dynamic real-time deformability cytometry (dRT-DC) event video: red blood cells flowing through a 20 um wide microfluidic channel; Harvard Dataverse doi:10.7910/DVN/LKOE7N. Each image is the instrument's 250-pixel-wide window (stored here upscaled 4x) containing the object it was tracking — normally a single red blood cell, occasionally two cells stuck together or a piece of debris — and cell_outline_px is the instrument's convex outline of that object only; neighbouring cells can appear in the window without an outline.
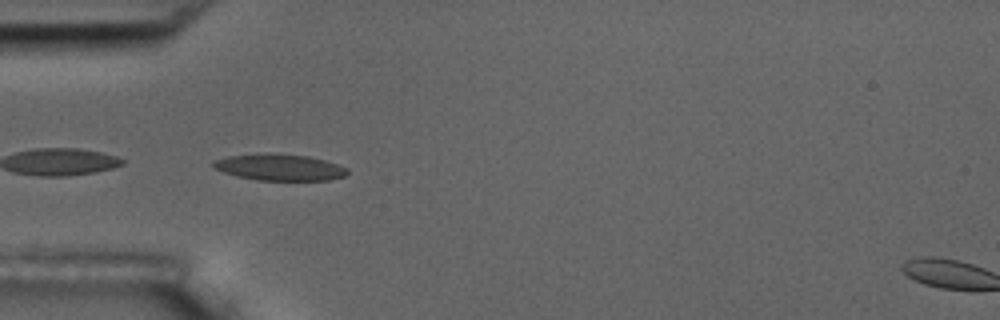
{"species": "common noctule bat (a hibernating species)", "species_latin": "Nyctalus noctula", "temperature_condition": "room temperature", "stored_images_in_passage": 4, "camera_frame_rate_fps": 3000, "um_per_image_px": 0.085, "animal": {"sex": "male", "body_mass_g": 17.5, "forearm_length_mm": 52.3}, "frame": {"image": 1, "passage_image": 4, "time_ms": 3.333, "image_size_px": [1000, 320], "cell_outline_px": [[348, 172], [344, 176], [328, 180], [256, 180], [236, 176], [212, 168], [212, 160], [228, 156], [268, 152], [308, 156], [324, 160], [348, 168]], "centroid_in_image_um": [23.71, 14.21], "position_along_channel_um": 61.3, "area_um2": 20.81}}